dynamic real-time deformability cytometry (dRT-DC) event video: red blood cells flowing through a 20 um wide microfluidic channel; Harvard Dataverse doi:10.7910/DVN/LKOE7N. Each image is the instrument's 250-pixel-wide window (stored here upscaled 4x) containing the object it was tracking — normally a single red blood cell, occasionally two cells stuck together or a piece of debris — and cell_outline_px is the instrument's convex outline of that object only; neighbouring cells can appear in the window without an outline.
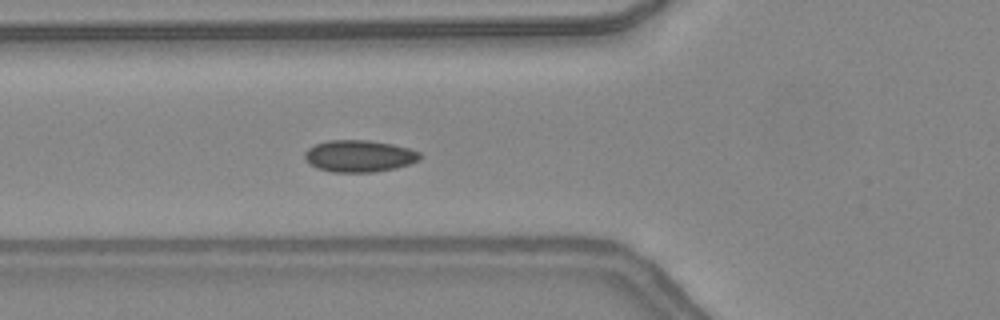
{"species": "common noctule bat (a hibernating species)", "species_latin": "Nyctalus noctula", "temperature_condition": "warm", "stored_images_in_passage": 32, "camera_frame_rate_fps": 3000, "um_per_image_px": 0.085, "animal": {"sex": "female", "body_mass_g": 24.6, "forearm_length_mm": 56.2}, "frame": {"image": 1, "passage_image": 5, "time_ms": 1.333, "image_size_px": [1000, 320], "cell_outline_px": [[424, 156], [420, 160], [396, 168], [372, 172], [332, 172], [316, 168], [304, 160], [304, 152], [308, 148], [316, 144], [328, 140], [368, 140], [392, 144], [408, 148], [420, 152]], "centroid_in_image_um": [30.53, 13.26], "position_along_channel_um": 95.3, "area_um2": 21.56}, "authors_computed_cell_mechanics": {"area_um2": 20.4612, "velocity_mm_per_s": 4.3539, "shape_relaxation_time_tau1_ms": 3.1838, "shape_relaxation_time_tau2_ms": 2.6415, "deformation_change_tau1": 0.049, "deformation_change_tau2": 0.0689}}